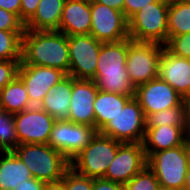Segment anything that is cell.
I'll use <instances>...</instances> for the list:
<instances>
[{"label": "cell", "mask_w": 190, "mask_h": 190, "mask_svg": "<svg viewBox=\"0 0 190 190\" xmlns=\"http://www.w3.org/2000/svg\"><path fill=\"white\" fill-rule=\"evenodd\" d=\"M20 65L56 68L68 75L70 68L68 36L59 31L25 29L22 35Z\"/></svg>", "instance_id": "obj_1"}, {"label": "cell", "mask_w": 190, "mask_h": 190, "mask_svg": "<svg viewBox=\"0 0 190 190\" xmlns=\"http://www.w3.org/2000/svg\"><path fill=\"white\" fill-rule=\"evenodd\" d=\"M128 38L119 42L102 43L95 77L92 79L98 90L135 96V87L130 82L126 59Z\"/></svg>", "instance_id": "obj_2"}, {"label": "cell", "mask_w": 190, "mask_h": 190, "mask_svg": "<svg viewBox=\"0 0 190 190\" xmlns=\"http://www.w3.org/2000/svg\"><path fill=\"white\" fill-rule=\"evenodd\" d=\"M29 168L33 178L44 183L62 180L70 162L49 144H19L12 151Z\"/></svg>", "instance_id": "obj_3"}, {"label": "cell", "mask_w": 190, "mask_h": 190, "mask_svg": "<svg viewBox=\"0 0 190 190\" xmlns=\"http://www.w3.org/2000/svg\"><path fill=\"white\" fill-rule=\"evenodd\" d=\"M120 143L97 132L91 142L70 161V168L86 177L103 178Z\"/></svg>", "instance_id": "obj_4"}, {"label": "cell", "mask_w": 190, "mask_h": 190, "mask_svg": "<svg viewBox=\"0 0 190 190\" xmlns=\"http://www.w3.org/2000/svg\"><path fill=\"white\" fill-rule=\"evenodd\" d=\"M168 7V4L158 0L132 15L128 19L129 38L164 45L168 34Z\"/></svg>", "instance_id": "obj_5"}, {"label": "cell", "mask_w": 190, "mask_h": 190, "mask_svg": "<svg viewBox=\"0 0 190 190\" xmlns=\"http://www.w3.org/2000/svg\"><path fill=\"white\" fill-rule=\"evenodd\" d=\"M190 149L183 145L153 152L147 158V166L154 172L161 186L184 190Z\"/></svg>", "instance_id": "obj_6"}, {"label": "cell", "mask_w": 190, "mask_h": 190, "mask_svg": "<svg viewBox=\"0 0 190 190\" xmlns=\"http://www.w3.org/2000/svg\"><path fill=\"white\" fill-rule=\"evenodd\" d=\"M164 45L128 38L126 68L130 82L137 88L158 78L159 62Z\"/></svg>", "instance_id": "obj_7"}, {"label": "cell", "mask_w": 190, "mask_h": 190, "mask_svg": "<svg viewBox=\"0 0 190 190\" xmlns=\"http://www.w3.org/2000/svg\"><path fill=\"white\" fill-rule=\"evenodd\" d=\"M145 130L146 117L139 101L133 97L126 103L115 118L107 123L100 133L122 143H142Z\"/></svg>", "instance_id": "obj_8"}, {"label": "cell", "mask_w": 190, "mask_h": 190, "mask_svg": "<svg viewBox=\"0 0 190 190\" xmlns=\"http://www.w3.org/2000/svg\"><path fill=\"white\" fill-rule=\"evenodd\" d=\"M97 132L95 127L89 125L57 120L51 130L48 144L70 162L91 142Z\"/></svg>", "instance_id": "obj_9"}, {"label": "cell", "mask_w": 190, "mask_h": 190, "mask_svg": "<svg viewBox=\"0 0 190 190\" xmlns=\"http://www.w3.org/2000/svg\"><path fill=\"white\" fill-rule=\"evenodd\" d=\"M102 43L91 34L68 36L70 57L68 75L75 79L92 80L95 77Z\"/></svg>", "instance_id": "obj_10"}, {"label": "cell", "mask_w": 190, "mask_h": 190, "mask_svg": "<svg viewBox=\"0 0 190 190\" xmlns=\"http://www.w3.org/2000/svg\"><path fill=\"white\" fill-rule=\"evenodd\" d=\"M90 10V34L98 41L119 42L129 38L128 19L123 12L95 1L90 4Z\"/></svg>", "instance_id": "obj_11"}, {"label": "cell", "mask_w": 190, "mask_h": 190, "mask_svg": "<svg viewBox=\"0 0 190 190\" xmlns=\"http://www.w3.org/2000/svg\"><path fill=\"white\" fill-rule=\"evenodd\" d=\"M14 120L19 144H48L56 122L38 106L14 114Z\"/></svg>", "instance_id": "obj_12"}, {"label": "cell", "mask_w": 190, "mask_h": 190, "mask_svg": "<svg viewBox=\"0 0 190 190\" xmlns=\"http://www.w3.org/2000/svg\"><path fill=\"white\" fill-rule=\"evenodd\" d=\"M146 165L147 158L142 143L121 142L103 179L124 185Z\"/></svg>", "instance_id": "obj_13"}, {"label": "cell", "mask_w": 190, "mask_h": 190, "mask_svg": "<svg viewBox=\"0 0 190 190\" xmlns=\"http://www.w3.org/2000/svg\"><path fill=\"white\" fill-rule=\"evenodd\" d=\"M135 98L139 101L145 117L164 109L179 106L184 98L166 81L158 78L135 89Z\"/></svg>", "instance_id": "obj_14"}, {"label": "cell", "mask_w": 190, "mask_h": 190, "mask_svg": "<svg viewBox=\"0 0 190 190\" xmlns=\"http://www.w3.org/2000/svg\"><path fill=\"white\" fill-rule=\"evenodd\" d=\"M18 76L24 82L30 103L39 106L46 93L55 86L66 74L56 68L19 65Z\"/></svg>", "instance_id": "obj_15"}, {"label": "cell", "mask_w": 190, "mask_h": 190, "mask_svg": "<svg viewBox=\"0 0 190 190\" xmlns=\"http://www.w3.org/2000/svg\"><path fill=\"white\" fill-rule=\"evenodd\" d=\"M98 89L93 80L76 79L73 82L68 120L95 127L94 100Z\"/></svg>", "instance_id": "obj_16"}, {"label": "cell", "mask_w": 190, "mask_h": 190, "mask_svg": "<svg viewBox=\"0 0 190 190\" xmlns=\"http://www.w3.org/2000/svg\"><path fill=\"white\" fill-rule=\"evenodd\" d=\"M158 77L169 83L184 99L190 93V62L177 57L165 48L162 51Z\"/></svg>", "instance_id": "obj_17"}, {"label": "cell", "mask_w": 190, "mask_h": 190, "mask_svg": "<svg viewBox=\"0 0 190 190\" xmlns=\"http://www.w3.org/2000/svg\"><path fill=\"white\" fill-rule=\"evenodd\" d=\"M91 29L90 4L66 0L59 23V32L67 36L87 35Z\"/></svg>", "instance_id": "obj_18"}, {"label": "cell", "mask_w": 190, "mask_h": 190, "mask_svg": "<svg viewBox=\"0 0 190 190\" xmlns=\"http://www.w3.org/2000/svg\"><path fill=\"white\" fill-rule=\"evenodd\" d=\"M187 140L184 126L146 127L142 142L146 158L153 152L183 145Z\"/></svg>", "instance_id": "obj_19"}, {"label": "cell", "mask_w": 190, "mask_h": 190, "mask_svg": "<svg viewBox=\"0 0 190 190\" xmlns=\"http://www.w3.org/2000/svg\"><path fill=\"white\" fill-rule=\"evenodd\" d=\"M76 79L66 75L46 93L38 106L57 120H68L73 82Z\"/></svg>", "instance_id": "obj_20"}, {"label": "cell", "mask_w": 190, "mask_h": 190, "mask_svg": "<svg viewBox=\"0 0 190 190\" xmlns=\"http://www.w3.org/2000/svg\"><path fill=\"white\" fill-rule=\"evenodd\" d=\"M66 0H40L35 14L25 23V29L58 31Z\"/></svg>", "instance_id": "obj_21"}, {"label": "cell", "mask_w": 190, "mask_h": 190, "mask_svg": "<svg viewBox=\"0 0 190 190\" xmlns=\"http://www.w3.org/2000/svg\"><path fill=\"white\" fill-rule=\"evenodd\" d=\"M133 97L98 90L93 104L96 130L100 132Z\"/></svg>", "instance_id": "obj_22"}, {"label": "cell", "mask_w": 190, "mask_h": 190, "mask_svg": "<svg viewBox=\"0 0 190 190\" xmlns=\"http://www.w3.org/2000/svg\"><path fill=\"white\" fill-rule=\"evenodd\" d=\"M2 155L0 156V190H14L18 184L33 178L29 168L12 151L3 152Z\"/></svg>", "instance_id": "obj_23"}, {"label": "cell", "mask_w": 190, "mask_h": 190, "mask_svg": "<svg viewBox=\"0 0 190 190\" xmlns=\"http://www.w3.org/2000/svg\"><path fill=\"white\" fill-rule=\"evenodd\" d=\"M0 104L2 110L12 114L34 107L30 103L26 86L18 75L0 91Z\"/></svg>", "instance_id": "obj_24"}, {"label": "cell", "mask_w": 190, "mask_h": 190, "mask_svg": "<svg viewBox=\"0 0 190 190\" xmlns=\"http://www.w3.org/2000/svg\"><path fill=\"white\" fill-rule=\"evenodd\" d=\"M167 23V39L172 36L190 33V0L170 4Z\"/></svg>", "instance_id": "obj_25"}, {"label": "cell", "mask_w": 190, "mask_h": 190, "mask_svg": "<svg viewBox=\"0 0 190 190\" xmlns=\"http://www.w3.org/2000/svg\"><path fill=\"white\" fill-rule=\"evenodd\" d=\"M164 125L185 127L184 101L177 107L164 109L146 117V127H160Z\"/></svg>", "instance_id": "obj_26"}, {"label": "cell", "mask_w": 190, "mask_h": 190, "mask_svg": "<svg viewBox=\"0 0 190 190\" xmlns=\"http://www.w3.org/2000/svg\"><path fill=\"white\" fill-rule=\"evenodd\" d=\"M24 32L0 30V60H21Z\"/></svg>", "instance_id": "obj_27"}, {"label": "cell", "mask_w": 190, "mask_h": 190, "mask_svg": "<svg viewBox=\"0 0 190 190\" xmlns=\"http://www.w3.org/2000/svg\"><path fill=\"white\" fill-rule=\"evenodd\" d=\"M19 145L14 114L0 111V152L13 151Z\"/></svg>", "instance_id": "obj_28"}, {"label": "cell", "mask_w": 190, "mask_h": 190, "mask_svg": "<svg viewBox=\"0 0 190 190\" xmlns=\"http://www.w3.org/2000/svg\"><path fill=\"white\" fill-rule=\"evenodd\" d=\"M159 185L154 172L146 165L123 187L124 190H157Z\"/></svg>", "instance_id": "obj_29"}, {"label": "cell", "mask_w": 190, "mask_h": 190, "mask_svg": "<svg viewBox=\"0 0 190 190\" xmlns=\"http://www.w3.org/2000/svg\"><path fill=\"white\" fill-rule=\"evenodd\" d=\"M164 47L177 57L190 59V33L169 37Z\"/></svg>", "instance_id": "obj_30"}, {"label": "cell", "mask_w": 190, "mask_h": 190, "mask_svg": "<svg viewBox=\"0 0 190 190\" xmlns=\"http://www.w3.org/2000/svg\"><path fill=\"white\" fill-rule=\"evenodd\" d=\"M62 180L67 190H92L93 178L80 175L70 167L63 174Z\"/></svg>", "instance_id": "obj_31"}, {"label": "cell", "mask_w": 190, "mask_h": 190, "mask_svg": "<svg viewBox=\"0 0 190 190\" xmlns=\"http://www.w3.org/2000/svg\"><path fill=\"white\" fill-rule=\"evenodd\" d=\"M21 60H0V91L18 75Z\"/></svg>", "instance_id": "obj_32"}, {"label": "cell", "mask_w": 190, "mask_h": 190, "mask_svg": "<svg viewBox=\"0 0 190 190\" xmlns=\"http://www.w3.org/2000/svg\"><path fill=\"white\" fill-rule=\"evenodd\" d=\"M0 30L25 31V23L16 14L0 8Z\"/></svg>", "instance_id": "obj_33"}, {"label": "cell", "mask_w": 190, "mask_h": 190, "mask_svg": "<svg viewBox=\"0 0 190 190\" xmlns=\"http://www.w3.org/2000/svg\"><path fill=\"white\" fill-rule=\"evenodd\" d=\"M158 0H125L123 13L127 19L144 8L149 3L156 2Z\"/></svg>", "instance_id": "obj_34"}, {"label": "cell", "mask_w": 190, "mask_h": 190, "mask_svg": "<svg viewBox=\"0 0 190 190\" xmlns=\"http://www.w3.org/2000/svg\"><path fill=\"white\" fill-rule=\"evenodd\" d=\"M40 0H21L20 19L26 23L36 12Z\"/></svg>", "instance_id": "obj_35"}, {"label": "cell", "mask_w": 190, "mask_h": 190, "mask_svg": "<svg viewBox=\"0 0 190 190\" xmlns=\"http://www.w3.org/2000/svg\"><path fill=\"white\" fill-rule=\"evenodd\" d=\"M92 190H124V187L122 184L103 178H93Z\"/></svg>", "instance_id": "obj_36"}, {"label": "cell", "mask_w": 190, "mask_h": 190, "mask_svg": "<svg viewBox=\"0 0 190 190\" xmlns=\"http://www.w3.org/2000/svg\"><path fill=\"white\" fill-rule=\"evenodd\" d=\"M44 184L43 181L31 178L18 184L14 190H43Z\"/></svg>", "instance_id": "obj_37"}, {"label": "cell", "mask_w": 190, "mask_h": 190, "mask_svg": "<svg viewBox=\"0 0 190 190\" xmlns=\"http://www.w3.org/2000/svg\"><path fill=\"white\" fill-rule=\"evenodd\" d=\"M21 0H0V8L5 9L20 18Z\"/></svg>", "instance_id": "obj_38"}, {"label": "cell", "mask_w": 190, "mask_h": 190, "mask_svg": "<svg viewBox=\"0 0 190 190\" xmlns=\"http://www.w3.org/2000/svg\"><path fill=\"white\" fill-rule=\"evenodd\" d=\"M95 2L123 12L125 0H95Z\"/></svg>", "instance_id": "obj_39"}, {"label": "cell", "mask_w": 190, "mask_h": 190, "mask_svg": "<svg viewBox=\"0 0 190 190\" xmlns=\"http://www.w3.org/2000/svg\"><path fill=\"white\" fill-rule=\"evenodd\" d=\"M43 190H67L64 181L60 180L57 182L45 183Z\"/></svg>", "instance_id": "obj_40"}, {"label": "cell", "mask_w": 190, "mask_h": 190, "mask_svg": "<svg viewBox=\"0 0 190 190\" xmlns=\"http://www.w3.org/2000/svg\"><path fill=\"white\" fill-rule=\"evenodd\" d=\"M184 106H185V135L187 136L190 134V102L189 101H184Z\"/></svg>", "instance_id": "obj_41"}, {"label": "cell", "mask_w": 190, "mask_h": 190, "mask_svg": "<svg viewBox=\"0 0 190 190\" xmlns=\"http://www.w3.org/2000/svg\"><path fill=\"white\" fill-rule=\"evenodd\" d=\"M184 190H190V157L188 162V169L185 177Z\"/></svg>", "instance_id": "obj_42"}, {"label": "cell", "mask_w": 190, "mask_h": 190, "mask_svg": "<svg viewBox=\"0 0 190 190\" xmlns=\"http://www.w3.org/2000/svg\"><path fill=\"white\" fill-rule=\"evenodd\" d=\"M163 3H166L168 5L173 4V3H178V2H182L185 0H161Z\"/></svg>", "instance_id": "obj_43"}, {"label": "cell", "mask_w": 190, "mask_h": 190, "mask_svg": "<svg viewBox=\"0 0 190 190\" xmlns=\"http://www.w3.org/2000/svg\"><path fill=\"white\" fill-rule=\"evenodd\" d=\"M157 190H177V189L170 188V187H164V186L159 185V187L157 188Z\"/></svg>", "instance_id": "obj_44"}, {"label": "cell", "mask_w": 190, "mask_h": 190, "mask_svg": "<svg viewBox=\"0 0 190 190\" xmlns=\"http://www.w3.org/2000/svg\"><path fill=\"white\" fill-rule=\"evenodd\" d=\"M74 1H79V2H84V3L92 4L95 0H74Z\"/></svg>", "instance_id": "obj_45"}, {"label": "cell", "mask_w": 190, "mask_h": 190, "mask_svg": "<svg viewBox=\"0 0 190 190\" xmlns=\"http://www.w3.org/2000/svg\"><path fill=\"white\" fill-rule=\"evenodd\" d=\"M186 137H187L186 141L188 142V146H189V149H190V134H188Z\"/></svg>", "instance_id": "obj_46"}, {"label": "cell", "mask_w": 190, "mask_h": 190, "mask_svg": "<svg viewBox=\"0 0 190 190\" xmlns=\"http://www.w3.org/2000/svg\"><path fill=\"white\" fill-rule=\"evenodd\" d=\"M184 101H189V102H190V93H189L188 96L184 99Z\"/></svg>", "instance_id": "obj_47"}]
</instances>
